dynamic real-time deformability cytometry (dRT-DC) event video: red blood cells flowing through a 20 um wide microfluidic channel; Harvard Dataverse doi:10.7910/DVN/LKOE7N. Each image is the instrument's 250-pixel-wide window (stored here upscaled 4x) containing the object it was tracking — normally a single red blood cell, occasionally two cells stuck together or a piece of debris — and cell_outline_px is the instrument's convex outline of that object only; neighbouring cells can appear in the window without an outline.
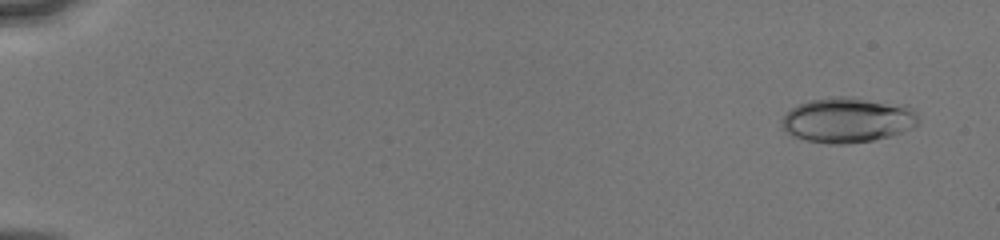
{"species": "human", "species_latin": "Homo sapiens", "temperature_condition": "cold", "stored_images_in_passage": 6, "camera_frame_rate_fps": 3000, "um_per_image_px": 0.085, "donor": {"sex": "male"}, "frame": {"image": 1, "passage_image": 1, "time_ms": 0.0, "image_size_px": [1000, 240], "cell_outline_px": [[920, 124], [912, 128], [888, 136], [872, 140], [848, 144], [828, 144], [808, 140], [792, 136], [784, 132], [780, 124], [780, 120], [792, 108], [808, 100], [836, 96], [844, 96], [908, 104], [916, 112], [920, 120]], "centroid_in_image_um": [72.07, 10.19], "position_along_channel_um": 12.9, "area_um2": 36.36}}
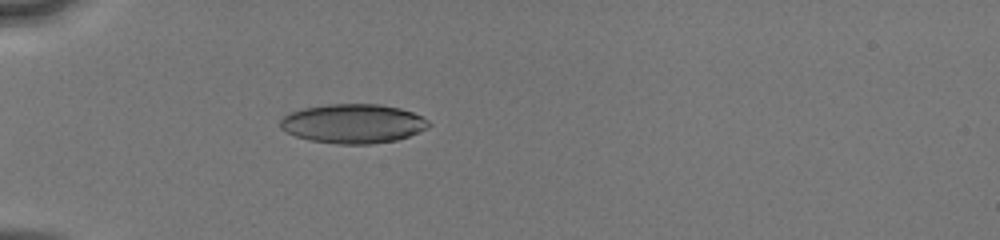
{"frame": {"image": 2, "passage_image": 6, "time_ms": 4.667, "image_size_px": [1000, 240], "cell_outline_px": [[432, 124], [428, 128], [420, 132], [396, 140], [372, 144], [336, 144], [312, 140], [296, 136], [280, 128], [280, 120], [284, 116], [292, 112], [304, 108], [328, 104], [380, 104], [400, 108], [412, 112], [428, 120]], "centroid_in_image_um": [30.05, 10.51], "position_along_channel_um": 55.0, "area_um2": 33.87}}